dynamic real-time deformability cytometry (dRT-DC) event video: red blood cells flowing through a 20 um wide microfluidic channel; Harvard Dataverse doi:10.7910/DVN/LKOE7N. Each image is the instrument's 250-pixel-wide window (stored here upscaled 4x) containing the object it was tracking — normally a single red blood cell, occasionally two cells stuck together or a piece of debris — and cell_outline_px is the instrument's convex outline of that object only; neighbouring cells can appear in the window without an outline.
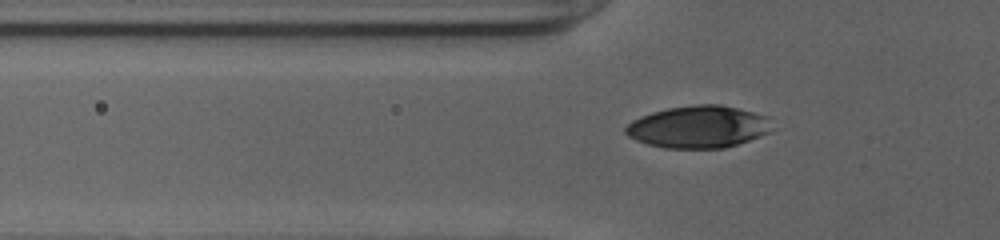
{"species": "human", "species_latin": "Homo sapiens", "temperature_condition": "cold", "stored_images_in_passage": 42, "camera_frame_rate_fps": 3000, "um_per_image_px": 0.085, "donor": {"sex": "female"}, "frame": {"image": 1, "passage_image": 9, "time_ms": 2.667, "image_size_px": [1000, 240], "cell_outline_px": [[768, 132], [760, 136], [724, 148], [664, 148], [648, 144], [636, 140], [628, 136], [624, 132], [624, 128], [632, 120], [640, 116], [652, 112], [668, 108], [696, 104], [720, 104], [768, 116]], "centroid_in_image_um": [59.29, 10.78], "position_along_channel_um": 66.5, "area_um2": 35.66}}
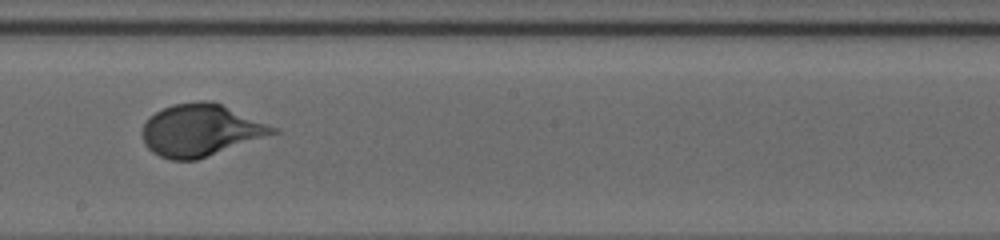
{"frame": {"image": 2, "passage_image": 22, "time_ms": 7.0, "image_size_px": [1000, 240], "cell_outline_px": [[280, 132], [196, 160], [172, 160], [160, 156], [152, 152], [144, 144], [140, 136], [140, 132], [144, 124], [156, 112], [172, 104], [200, 100], [212, 100], [280, 128]], "centroid_in_image_um": [17.07, 11.06], "position_along_channel_um": 231.1, "area_um2": 39.82}}
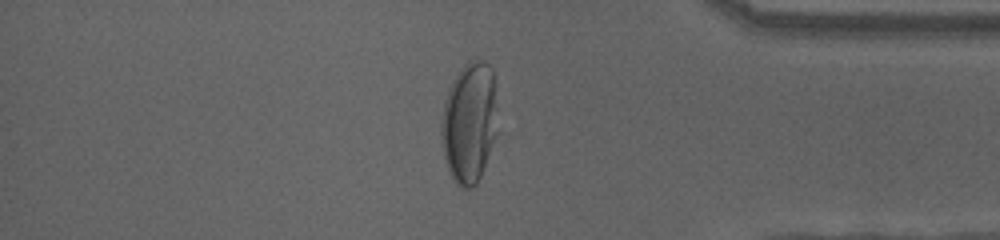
{"frame": {"image": 3, "passage_image": 36, "time_ms": 11.667, "image_size_px": [1000, 240], "cell_outline_px": [[496, 132], [480, 176], [476, 184], [472, 188], [464, 188], [456, 184], [448, 168], [444, 156], [440, 132], [440, 120], [444, 100], [448, 88], [452, 80], [460, 68], [468, 60], [484, 60], [492, 68], [496, 108]], "centroid_in_image_um": [39.85, 10.37], "position_along_channel_um": 395.4, "area_um2": 39.54}}